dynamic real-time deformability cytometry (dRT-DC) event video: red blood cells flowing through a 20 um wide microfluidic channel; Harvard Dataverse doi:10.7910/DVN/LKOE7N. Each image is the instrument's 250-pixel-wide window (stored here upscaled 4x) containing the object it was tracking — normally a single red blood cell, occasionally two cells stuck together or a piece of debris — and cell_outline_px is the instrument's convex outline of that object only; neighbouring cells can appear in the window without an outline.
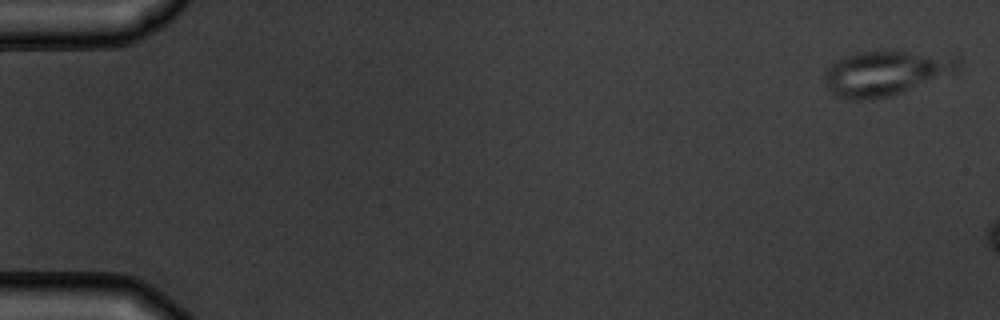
{"species": "common noctule bat (a hibernating species)", "species_latin": "Nyctalus noctula", "temperature_condition": "warm", "stored_images_in_passage": 3, "camera_frame_rate_fps": 3000, "um_per_image_px": 0.085, "animal": {"sex": "male", "body_mass_g": 19.5, "forearm_length_mm": 54.6}, "frame": {"image": 1, "passage_image": 1, "time_ms": 0.0, "image_size_px": [1000, 320], "cell_outline_px": [[964, 64], [956, 72], [892, 96], [872, 100], [852, 100], [836, 96], [828, 88], [824, 80], [824, 76], [828, 68], [832, 64], [848, 56], [860, 52], [904, 52], [956, 56]], "centroid_in_image_um": [75.33, 6.25], "position_along_channel_um": 9.7, "area_um2": 34.56}}